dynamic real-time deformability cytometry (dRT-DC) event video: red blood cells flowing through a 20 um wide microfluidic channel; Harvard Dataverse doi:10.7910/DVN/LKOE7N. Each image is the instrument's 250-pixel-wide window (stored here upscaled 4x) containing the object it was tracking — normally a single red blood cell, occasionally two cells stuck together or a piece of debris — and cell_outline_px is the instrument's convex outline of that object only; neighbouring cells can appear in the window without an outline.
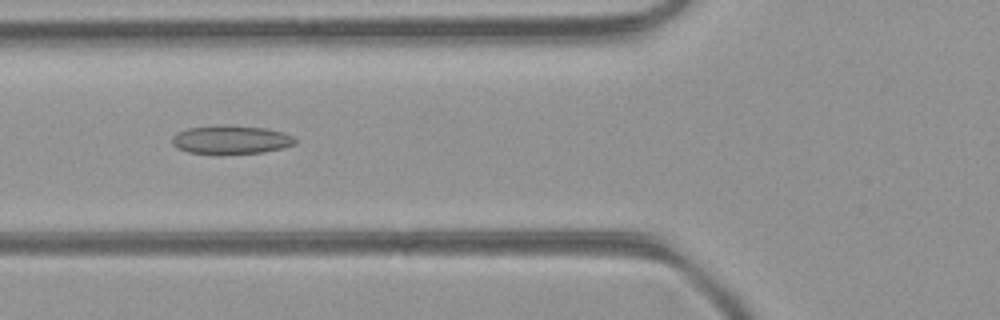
{"species": "common noctule bat (a hibernating species)", "species_latin": "Nyctalus noctula", "temperature_condition": "room temperature", "stored_images_in_passage": 4, "camera_frame_rate_fps": 3000, "um_per_image_px": 0.085, "animal": {"sex": "female", "body_mass_g": 21.9}, "frame": {"image": 1, "passage_image": 3, "time_ms": 0.667, "image_size_px": [1000, 320], "cell_outline_px": [[296, 144], [284, 148], [264, 152], [220, 156], [188, 152], [176, 148], [172, 144], [172, 136], [188, 128], [220, 124], [268, 128], [284, 132], [292, 136], [296, 140]], "centroid_in_image_um": [19.64, 11.9], "position_along_channel_um": 106.2, "area_um2": 21.27}}
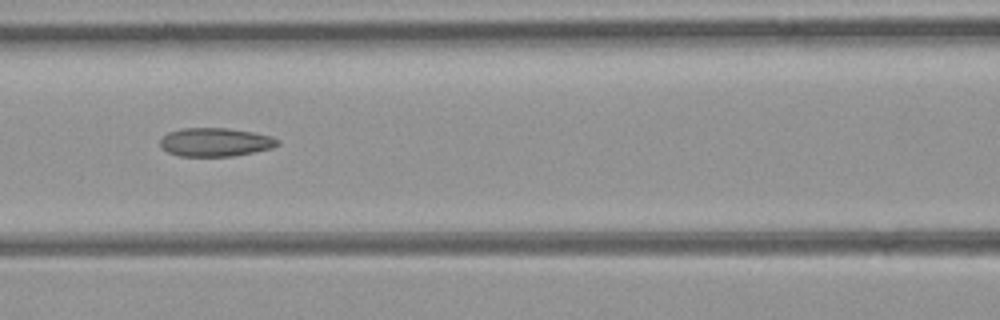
{"frame": {"image": 2, "passage_image": 4, "time_ms": 1.0, "image_size_px": [1000, 320], "cell_outline_px": [[280, 144], [272, 148], [232, 156], [180, 156], [168, 152], [160, 144], [160, 140], [168, 132], [180, 128], [228, 128], [252, 132], [272, 136], [280, 140]], "centroid_in_image_um": [18.32, 12.07], "position_along_channel_um": 148.3, "area_um2": 19.48}}